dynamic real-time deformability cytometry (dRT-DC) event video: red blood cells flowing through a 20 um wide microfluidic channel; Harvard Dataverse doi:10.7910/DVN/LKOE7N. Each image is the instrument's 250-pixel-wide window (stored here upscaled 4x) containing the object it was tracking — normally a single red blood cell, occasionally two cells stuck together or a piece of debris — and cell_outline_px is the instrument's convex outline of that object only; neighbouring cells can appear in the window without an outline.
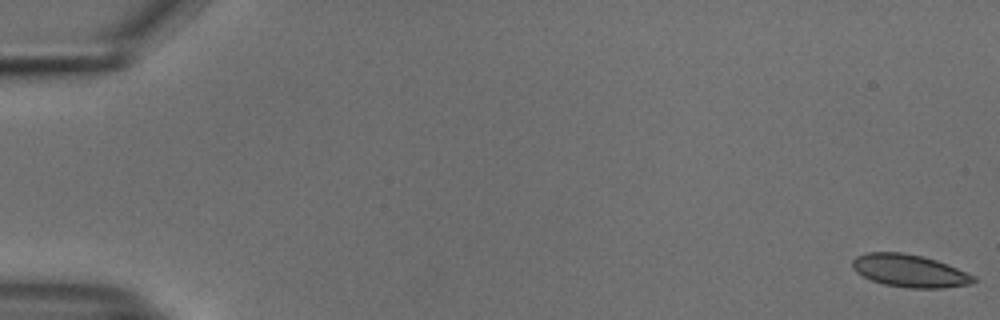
{"species": "common noctule bat (a hibernating species)", "species_latin": "Nyctalus noctula", "temperature_condition": "cold", "stored_images_in_passage": 55, "camera_frame_rate_fps": 3000, "um_per_image_px": 0.085, "animal": {"sex": "male", "body_mass_g": 18.8}, "frame": {"image": 1, "passage_image": 1, "time_ms": 0.0, "image_size_px": [1000, 320], "cell_outline_px": [[976, 280], [972, 284], [944, 288], [908, 288], [884, 284], [872, 280], [856, 272], [852, 268], [852, 260], [856, 256], [868, 252], [904, 252], [936, 260], [948, 264], [976, 276]], "centroid_in_image_um": [77.33, 23.02], "position_along_channel_um": 7.7, "area_um2": 23.12}}
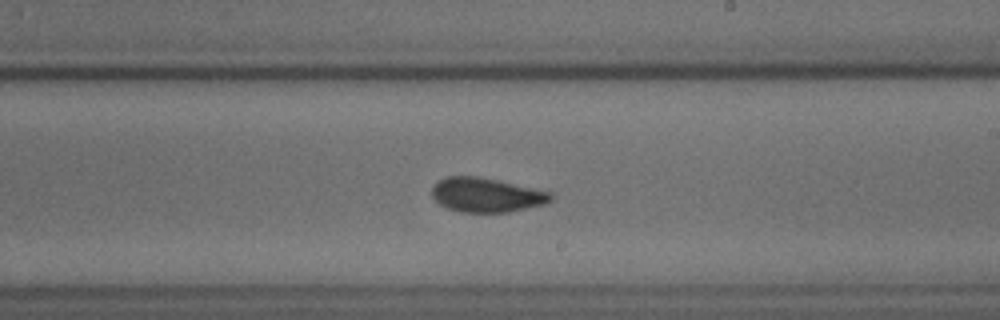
{"frame": {"image": 2, "passage_image": 33, "time_ms": 10.667, "image_size_px": [1000, 320], "cell_outline_px": [[552, 200], [544, 204], [508, 212], [460, 212], [448, 208], [440, 204], [432, 196], [432, 188], [440, 180], [448, 176], [480, 176], [552, 192]], "centroid_in_image_um": [41.36, 16.57], "position_along_channel_um": 247.6, "area_um2": 23.64}}
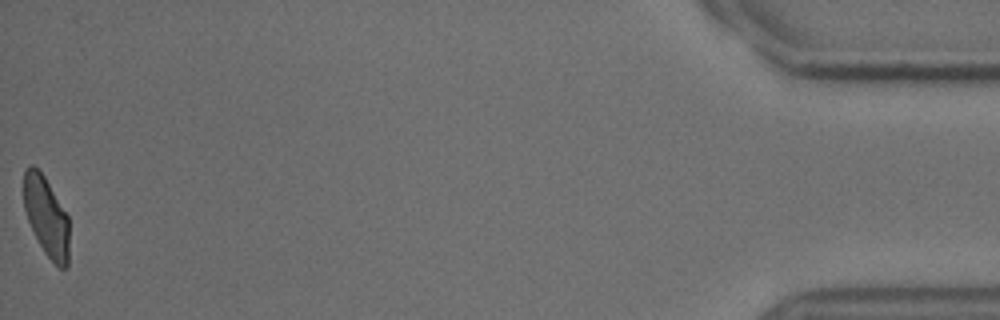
{"frame": {"image": 3, "passage_image": 55, "time_ms": 18.0, "image_size_px": [1000, 320], "cell_outline_px": [[68, 268], [60, 268], [44, 252], [28, 220], [24, 208], [24, 172], [28, 164], [32, 164], [44, 176], [68, 216]], "centroid_in_image_um": [3.94, 18.4], "position_along_channel_um": 431.3, "area_um2": 20.69}, "authors_computed_cell_mechanics": {"area_um2": 23.2934, "velocity_mm_per_s": 3.7407, "shape_relaxation_time_tau1_ms": 3.6461, "shape_relaxation_time_tau2_ms": 1.0729, "deformation_change_tau1": 0.0805, "deformation_change_tau2": 0.0413}}